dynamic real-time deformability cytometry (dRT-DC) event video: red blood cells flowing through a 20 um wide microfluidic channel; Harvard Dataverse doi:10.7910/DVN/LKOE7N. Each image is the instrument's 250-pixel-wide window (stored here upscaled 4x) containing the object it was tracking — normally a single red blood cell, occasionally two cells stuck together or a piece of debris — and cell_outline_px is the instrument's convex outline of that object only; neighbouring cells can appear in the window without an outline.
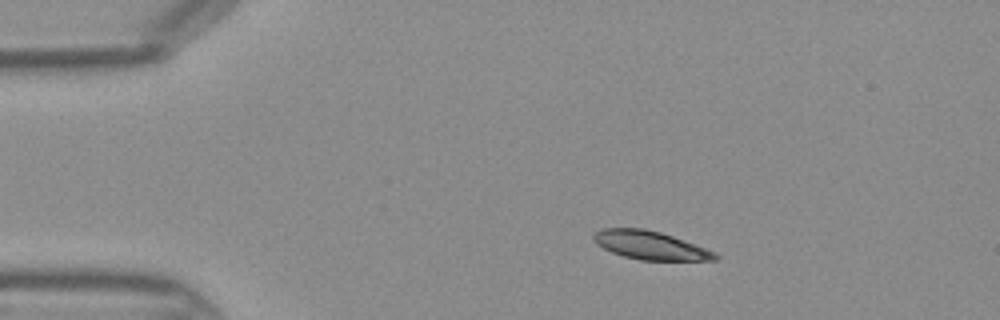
{"species": "Egyptian fruit bat (a non-hibernating species)", "species_latin": "Rousettus aegyptiacus", "temperature_condition": "warm", "stored_images_in_passage": 38, "camera_frame_rate_fps": 3000, "um_per_image_px": 0.085, "frame": {"image": 1, "passage_image": 1, "time_ms": 0.0, "image_size_px": [1000, 320], "cell_outline_px": [[720, 256], [716, 260], [640, 260], [624, 256], [612, 252], [596, 244], [592, 240], [592, 236], [596, 232], [604, 228], [644, 228], [660, 232], [672, 236], [716, 252]], "centroid_in_image_um": [55.26, 20.85], "position_along_channel_um": 29.7, "area_um2": 20.0}}
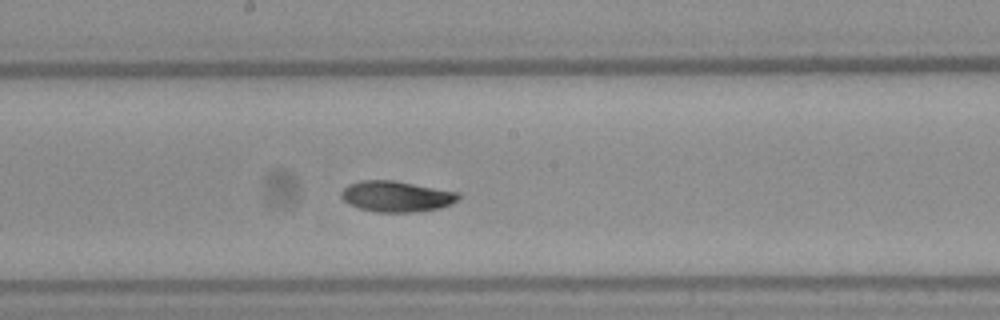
{"frame": {"image": 2, "passage_image": 17, "time_ms": 5.333, "image_size_px": [1000, 320], "cell_outline_px": [[460, 200], [452, 204], [440, 208], [416, 212], [376, 212], [360, 208], [348, 204], [340, 196], [340, 192], [348, 184], [360, 180], [392, 180], [460, 192]], "centroid_in_image_um": [33.71, 16.69], "position_along_channel_um": 214.5, "area_um2": 21.27}}
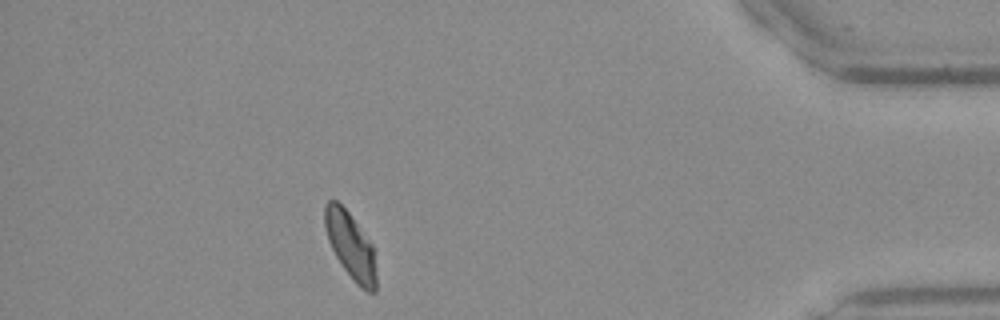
{"frame": {"image": 3, "passage_image": 33, "time_ms": 10.667, "image_size_px": [1000, 320], "cell_outline_px": [[376, 292], [368, 292], [360, 288], [356, 284], [344, 268], [336, 256], [328, 240], [324, 224], [324, 204], [328, 200], [336, 200], [348, 212], [372, 244], [376, 272]], "centroid_in_image_um": [29.79, 20.89], "position_along_channel_um": 405.4, "area_um2": 19.77}}